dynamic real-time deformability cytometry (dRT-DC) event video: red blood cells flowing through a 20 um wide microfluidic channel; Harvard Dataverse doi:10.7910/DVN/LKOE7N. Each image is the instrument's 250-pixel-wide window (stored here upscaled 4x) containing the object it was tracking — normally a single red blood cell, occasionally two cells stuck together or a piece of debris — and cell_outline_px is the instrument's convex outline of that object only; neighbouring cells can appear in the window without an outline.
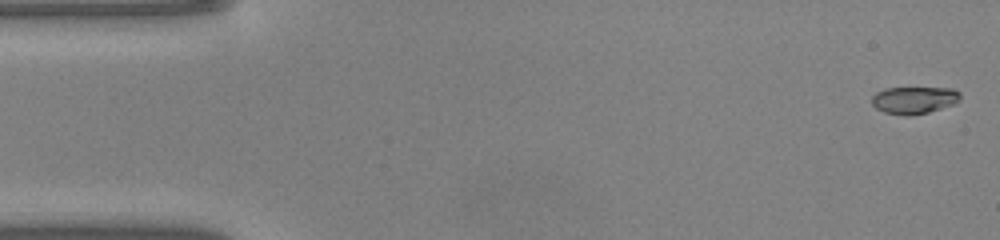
{"species": "common noctule bat (a hibernating species)", "species_latin": "Nyctalus noctula", "temperature_condition": "warm", "stored_images_in_passage": 48, "camera_frame_rate_fps": 3000, "um_per_image_px": 0.085, "animal": {"sex": "male", "body_mass_g": 20.0, "forearm_length_mm": 53.3}, "frame": {"image": 1, "passage_image": 1, "time_ms": 0.0, "image_size_px": [1000, 240], "cell_outline_px": [[960, 100], [952, 104], [928, 112], [908, 116], [904, 116], [884, 112], [876, 108], [872, 104], [872, 96], [876, 92], [884, 88], [952, 88], [960, 92]], "centroid_in_image_um": [77.67, 8.5], "position_along_channel_um": 7.3, "area_um2": 13.99}}
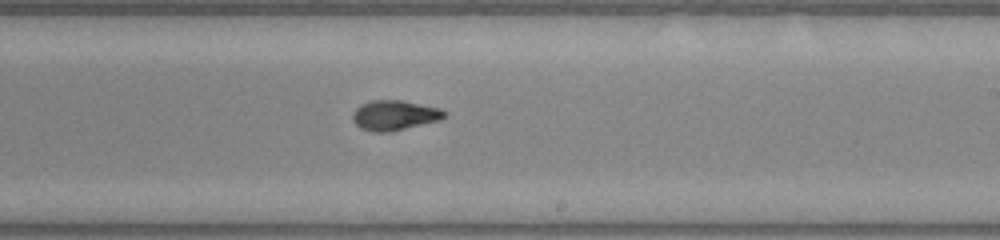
{"frame": {"image": 2, "passage_image": 28, "time_ms": 9.0, "image_size_px": [1000, 240], "cell_outline_px": [[448, 112], [440, 120], [388, 132], [372, 132], [360, 128], [352, 120], [352, 112], [360, 104], [372, 100], [400, 100], [440, 108]], "centroid_in_image_um": [33.5, 9.79], "position_along_channel_um": 255.5, "area_um2": 16.01}}
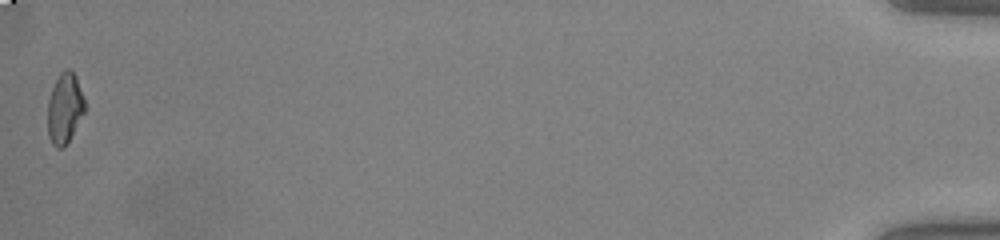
{"frame": {"image": 3, "passage_image": 48, "time_ms": 15.667, "image_size_px": [1000, 240], "cell_outline_px": [[84, 112], [64, 148], [56, 148], [52, 144], [48, 136], [48, 100], [52, 88], [60, 72], [68, 68], [76, 76], [84, 96]], "centroid_in_image_um": [5.49, 9.2], "position_along_channel_um": 429.7, "area_um2": 15.09}, "authors_computed_cell_mechanics": {"area_um2": 15.3748, "velocity_mm_per_s": 4.1637, "shape_relaxation_time_tau1_ms": 8.8172, "shape_relaxation_time_tau2_ms": 1.834, "deformation_change_tau1": 0.3076, "deformation_change_tau2": 0.0646}}